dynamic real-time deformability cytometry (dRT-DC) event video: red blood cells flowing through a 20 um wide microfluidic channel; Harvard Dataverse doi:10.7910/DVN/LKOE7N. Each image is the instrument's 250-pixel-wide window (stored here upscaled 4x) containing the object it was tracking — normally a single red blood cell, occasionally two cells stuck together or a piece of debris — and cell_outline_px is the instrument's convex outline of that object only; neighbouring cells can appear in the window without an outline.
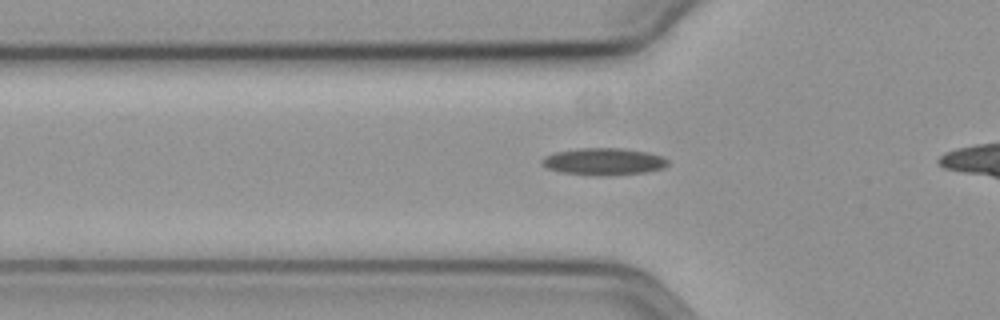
{"species": "common noctule bat (a hibernating species)", "species_latin": "Nyctalus noctula", "temperature_condition": "cold", "stored_images_in_passage": 37, "camera_frame_rate_fps": 3000, "um_per_image_px": 0.085, "animal": {"sex": "female", "body_mass_g": 19.3, "forearm_length_mm": 54.1}, "frame": {"image": 1, "passage_image": 10, "time_ms": 3.0, "image_size_px": [1000, 320], "cell_outline_px": [[668, 164], [664, 168], [644, 172], [608, 176], [596, 176], [560, 172], [548, 168], [540, 164], [540, 160], [544, 156], [556, 152], [580, 148], [624, 148], [648, 152], [660, 156], [668, 160]], "centroid_in_image_um": [51.29, 13.74], "position_along_channel_um": 74.5, "area_um2": 20.0}}
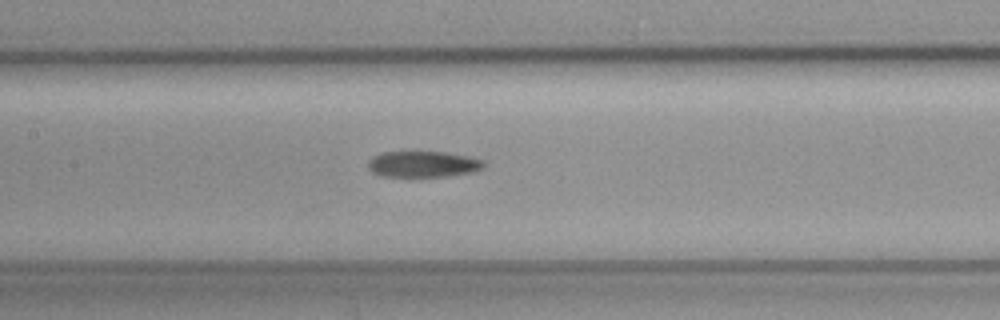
{"frame": {"image": 2, "passage_image": 18, "time_ms": 5.667, "image_size_px": [1000, 320], "cell_outline_px": [[484, 168], [472, 172], [448, 176], [380, 176], [372, 172], [368, 168], [368, 160], [384, 152], [444, 152], [468, 156], [484, 160]], "centroid_in_image_um": [35.98, 13.96], "position_along_channel_um": 171.4, "area_um2": 17.46}}
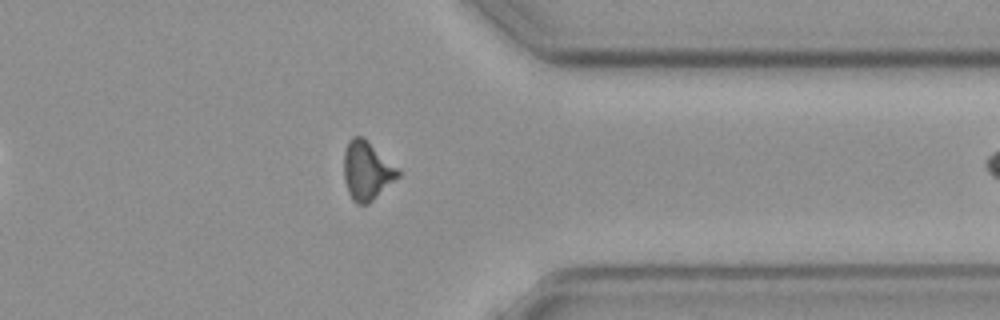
{"frame": {"image": 3, "passage_image": 36, "time_ms": 11.667, "image_size_px": [1000, 320], "cell_outline_px": [[400, 176], [368, 204], [356, 204], [352, 200], [348, 192], [344, 180], [344, 152], [348, 140], [352, 136], [360, 136], [368, 140], [400, 168]], "centroid_in_image_um": [31.2, 14.49], "position_along_channel_um": 380.2, "area_um2": 18.84}}